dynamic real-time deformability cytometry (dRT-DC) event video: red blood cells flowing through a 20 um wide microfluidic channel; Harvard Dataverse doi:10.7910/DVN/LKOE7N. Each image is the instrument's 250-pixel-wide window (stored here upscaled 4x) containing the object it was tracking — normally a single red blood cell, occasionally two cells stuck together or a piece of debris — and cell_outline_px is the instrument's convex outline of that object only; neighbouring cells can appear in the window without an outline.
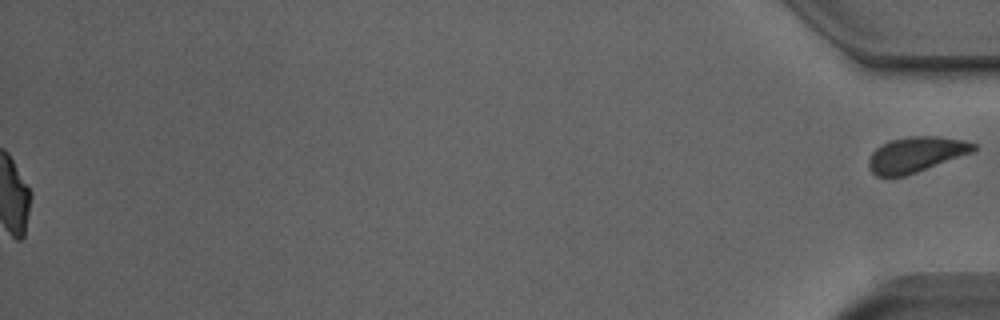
{"species": "Egyptian fruit bat (a non-hibernating species)", "species_latin": "Rousettus aegyptiacus", "temperature_condition": "room temperature", "stored_images_in_passage": 52, "segment_of_instrument_passage": [2, 2], "camera_frame_rate_fps": 3000, "um_per_image_px": 0.085, "animal": {"sex": "male"}, "frame": {"image": 1, "passage_image": 52, "time_ms": 17.0, "image_size_px": [1000, 320], "cell_outline_px": [[980, 144], [972, 152], [916, 172], [904, 176], [876, 176], [868, 168], [868, 160], [872, 152], [876, 148], [888, 140], [908, 136], [940, 136], [964, 140]], "centroid_in_image_um": [77.85, 13.11], "position_along_channel_um": 357.4, "area_um2": 21.68}}